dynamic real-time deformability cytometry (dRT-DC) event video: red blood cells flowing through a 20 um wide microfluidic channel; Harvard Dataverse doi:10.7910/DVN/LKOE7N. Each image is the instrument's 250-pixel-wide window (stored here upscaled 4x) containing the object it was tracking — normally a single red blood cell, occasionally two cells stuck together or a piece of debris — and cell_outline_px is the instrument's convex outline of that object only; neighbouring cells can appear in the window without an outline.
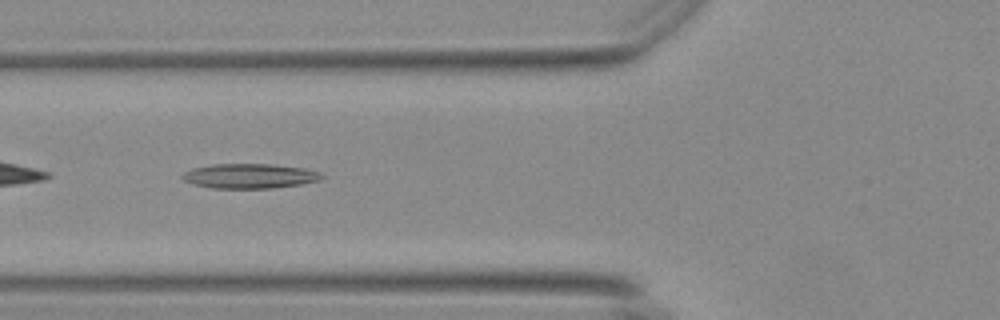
{"species": "Egyptian fruit bat (a non-hibernating species)", "species_latin": "Rousettus aegyptiacus", "temperature_condition": "warm", "stored_images_in_passage": 38, "camera_frame_rate_fps": 3000, "um_per_image_px": 0.085, "animal": {"sex": "female"}, "frame": {"image": 1, "passage_image": 4, "time_ms": 1.0, "image_size_px": [1000, 320], "cell_outline_px": [[324, 176], [320, 180], [300, 184], [272, 188], [212, 188], [196, 184], [184, 180], [180, 176], [184, 172], [192, 168], [212, 164], [272, 164], [304, 168], [320, 172]], "centroid_in_image_um": [21.22, 14.95], "position_along_channel_um": 104.6, "area_um2": 20.0}}
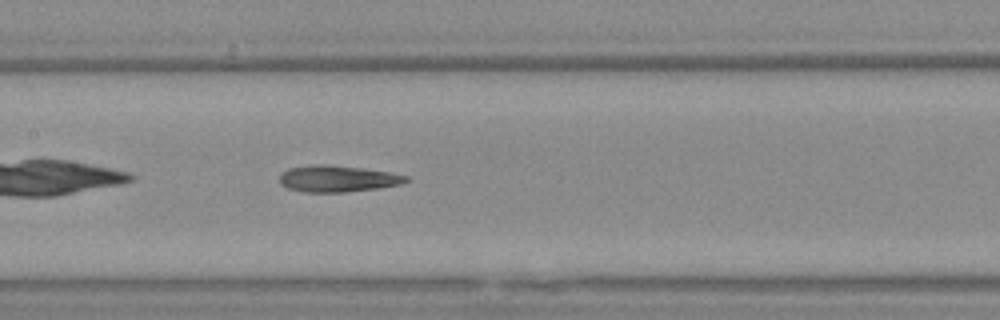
{"frame": {"image": 2, "passage_image": 10, "time_ms": 3.0, "image_size_px": [1000, 320], "cell_outline_px": [[408, 180], [400, 184], [380, 188], [344, 192], [304, 192], [288, 188], [280, 184], [280, 172], [288, 168], [308, 164], [328, 164], [360, 168], [388, 172], [408, 176]], "centroid_in_image_um": [28.63, 15.18], "position_along_channel_um": 178.8, "area_um2": 19.59}}
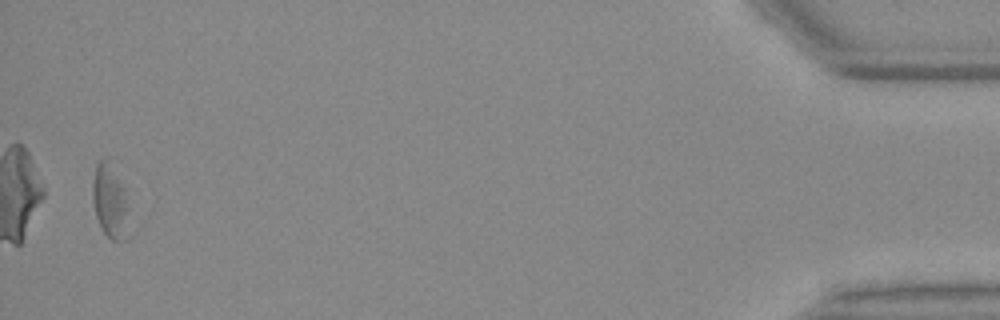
{"frame": {"image": 3, "passage_image": 37, "time_ms": 12.0, "image_size_px": [1000, 320], "cell_outline_px": [[128, 240], [112, 240], [104, 232], [96, 216], [92, 200], [92, 184], [96, 164], [100, 160], [108, 156], [112, 156], [128, 188]], "centroid_in_image_um": [9.42, 16.94], "position_along_channel_um": 425.8, "area_um2": 17.11}, "authors_computed_cell_mechanics": {"area_um2": 19.3052, "velocity_mm_per_s": 3.6997, "shape_relaxation_time_tau1_ms": null, "shape_relaxation_time_tau2_ms": 6.9783, "deformation_change_tau1": null, "deformation_change_tau2": 0.227}}